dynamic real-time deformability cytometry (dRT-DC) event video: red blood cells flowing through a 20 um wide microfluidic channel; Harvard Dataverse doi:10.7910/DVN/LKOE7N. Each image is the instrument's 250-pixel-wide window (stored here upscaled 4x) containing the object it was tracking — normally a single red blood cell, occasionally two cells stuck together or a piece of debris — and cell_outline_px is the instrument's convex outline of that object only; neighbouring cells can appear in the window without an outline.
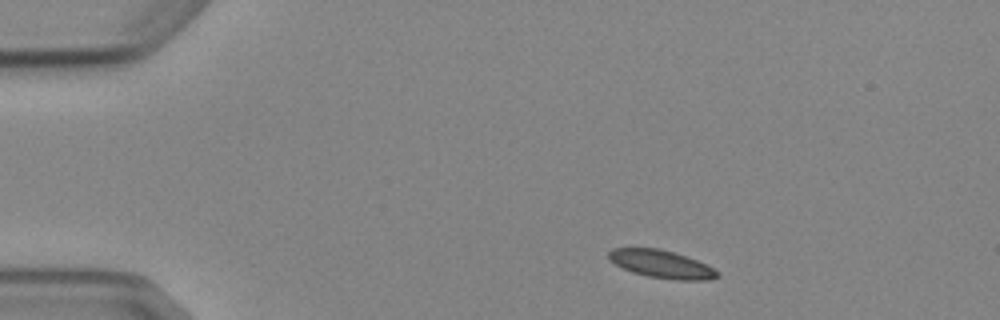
{"species": "Egyptian fruit bat (a non-hibernating species)", "species_latin": "Rousettus aegyptiacus", "temperature_condition": "cold", "stored_images_in_passage": 3, "camera_frame_rate_fps": 3000, "um_per_image_px": 0.085, "animal": {"sex": "female"}, "frame": {"image": 1, "passage_image": 1, "time_ms": 0.0, "image_size_px": [1000, 320], "cell_outline_px": [[716, 276], [708, 280], [676, 280], [648, 276], [632, 272], [608, 260], [608, 252], [612, 248], [660, 248], [696, 260], [712, 268], [716, 272]], "centroid_in_image_um": [56.14, 22.44], "position_along_channel_um": 28.9, "area_um2": 17.22}}